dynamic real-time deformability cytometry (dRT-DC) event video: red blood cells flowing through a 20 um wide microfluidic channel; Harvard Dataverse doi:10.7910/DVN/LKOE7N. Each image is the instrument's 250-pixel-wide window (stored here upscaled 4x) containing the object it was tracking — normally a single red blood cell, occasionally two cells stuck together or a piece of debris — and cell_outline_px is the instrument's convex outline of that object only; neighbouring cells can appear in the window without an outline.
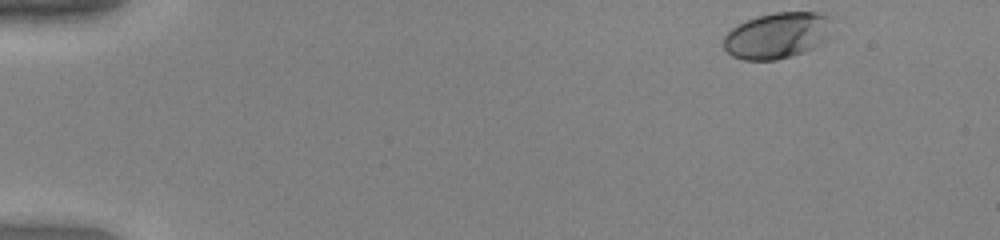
{"species": "human", "species_latin": "Homo sapiens", "temperature_condition": "warm", "stored_images_in_passage": 48, "camera_frame_rate_fps": 3000, "um_per_image_px": 0.085, "donor": {"sex": "female"}, "frame": {"image": 1, "passage_image": 1, "time_ms": 0.0, "image_size_px": [1000, 240], "cell_outline_px": [[832, 36], [824, 44], [804, 52], [776, 60], [744, 60], [732, 56], [724, 48], [724, 36], [732, 28], [756, 16], [772, 12], [816, 12], [828, 16]], "centroid_in_image_um": [66.1, 3.02], "position_along_channel_um": 18.9, "area_um2": 29.42}}
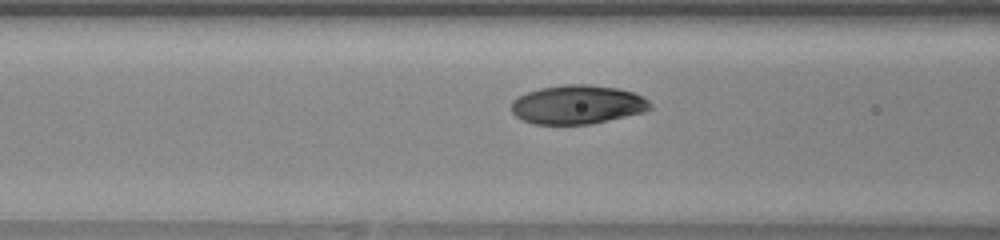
{"frame": {"image": 2, "passage_image": 18, "time_ms": 5.667, "image_size_px": [1000, 240], "cell_outline_px": [[652, 108], [644, 112], [592, 124], [532, 124], [516, 116], [512, 112], [512, 100], [528, 92], [540, 88], [564, 84], [588, 84], [616, 88], [632, 92], [648, 100], [652, 104]], "centroid_in_image_um": [49.09, 8.89], "position_along_channel_um": 117.5, "area_um2": 31.39}}
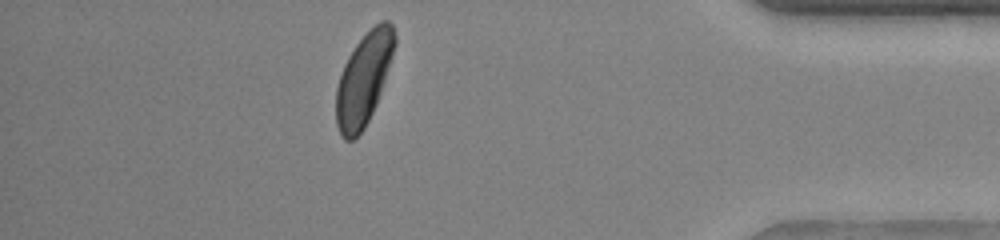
{"frame": {"image": 3, "passage_image": 42, "time_ms": 13.667, "image_size_px": [1000, 240], "cell_outline_px": [[396, 44], [376, 104], [364, 128], [352, 140], [344, 140], [336, 124], [336, 88], [344, 64], [348, 56], [356, 44], [380, 20], [388, 20], [392, 24], [396, 36]], "centroid_in_image_um": [30.91, 6.7], "position_along_channel_um": 404.3, "area_um2": 30.87}, "authors_computed_cell_mechanics": {"area_um2": 31.0964, "velocity_mm_per_s": 4.015, "shape_relaxation_time_tau1_ms": 2.5816, "shape_relaxation_time_tau2_ms": null, "deformation_change_tau1": 0.1548, "deformation_change_tau2": null}}